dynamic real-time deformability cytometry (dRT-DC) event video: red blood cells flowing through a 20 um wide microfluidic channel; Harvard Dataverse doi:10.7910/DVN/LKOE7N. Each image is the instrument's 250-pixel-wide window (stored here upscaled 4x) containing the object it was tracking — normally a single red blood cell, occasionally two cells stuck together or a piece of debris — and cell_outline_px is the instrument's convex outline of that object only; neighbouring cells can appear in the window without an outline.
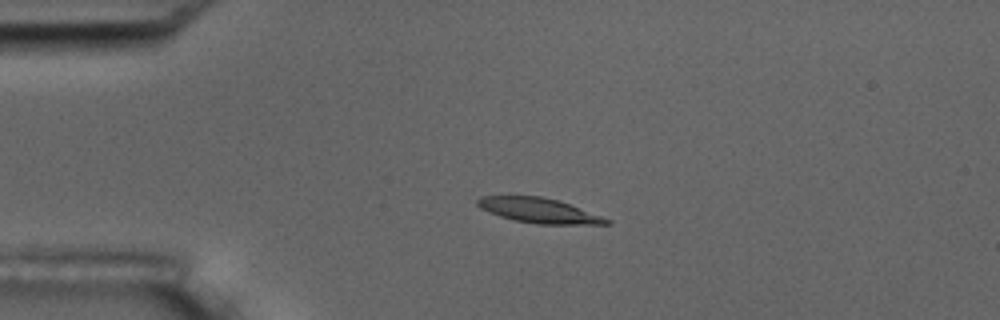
{"species": "common noctule bat (a hibernating species)", "species_latin": "Nyctalus noctula", "temperature_condition": "room temperature", "stored_images_in_passage": 5, "camera_frame_rate_fps": 3000, "um_per_image_px": 0.085, "animal": {"sex": "male", "body_mass_g": 17.5, "forearm_length_mm": 52.3}, "frame": {"image": 1, "passage_image": 4, "time_ms": 3.667, "image_size_px": [1000, 320], "cell_outline_px": [[612, 224], [536, 224], [512, 220], [500, 216], [480, 208], [476, 204], [476, 200], [480, 196], [540, 196], [556, 200], [568, 204], [612, 220]], "centroid_in_image_um": [45.77, 17.9], "position_along_channel_um": 39.2, "area_um2": 18.5}}